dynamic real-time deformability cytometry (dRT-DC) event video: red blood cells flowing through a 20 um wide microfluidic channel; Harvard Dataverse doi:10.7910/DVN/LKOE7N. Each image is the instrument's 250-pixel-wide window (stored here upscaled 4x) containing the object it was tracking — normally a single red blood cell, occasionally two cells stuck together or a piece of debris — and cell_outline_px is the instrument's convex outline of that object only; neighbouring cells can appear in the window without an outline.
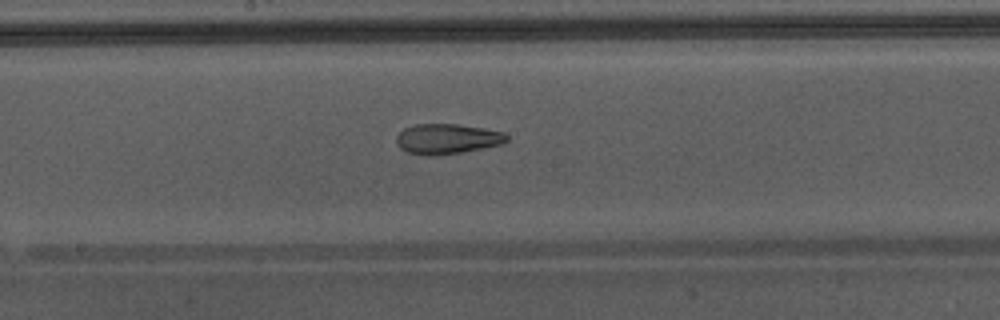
{"species": "Egyptian fruit bat (a non-hibernating species)", "species_latin": "Rousettus aegyptiacus", "temperature_condition": "warm", "stored_images_in_passage": 38, "camera_frame_rate_fps": 3000, "um_per_image_px": 0.085, "animal": {"sex": "male"}, "frame": {"image": 1, "passage_image": 17, "time_ms": 5.333, "image_size_px": [1000, 320], "cell_outline_px": [[508, 140], [504, 144], [460, 152], [436, 156], [408, 152], [400, 148], [396, 144], [396, 136], [404, 128], [416, 124], [456, 124], [484, 128], [504, 132], [508, 136]], "centroid_in_image_um": [38.02, 11.8], "position_along_channel_um": 210.2, "area_um2": 19.36}, "authors_computed_cell_mechanics": {"area_um2": 21.4438, "velocity_mm_per_s": 4.4252, "shape_relaxation_time_tau1_ms": null, "shape_relaxation_time_tau2_ms": 2.0973, "deformation_change_tau1": null, "deformation_change_tau2": 0.1087}}